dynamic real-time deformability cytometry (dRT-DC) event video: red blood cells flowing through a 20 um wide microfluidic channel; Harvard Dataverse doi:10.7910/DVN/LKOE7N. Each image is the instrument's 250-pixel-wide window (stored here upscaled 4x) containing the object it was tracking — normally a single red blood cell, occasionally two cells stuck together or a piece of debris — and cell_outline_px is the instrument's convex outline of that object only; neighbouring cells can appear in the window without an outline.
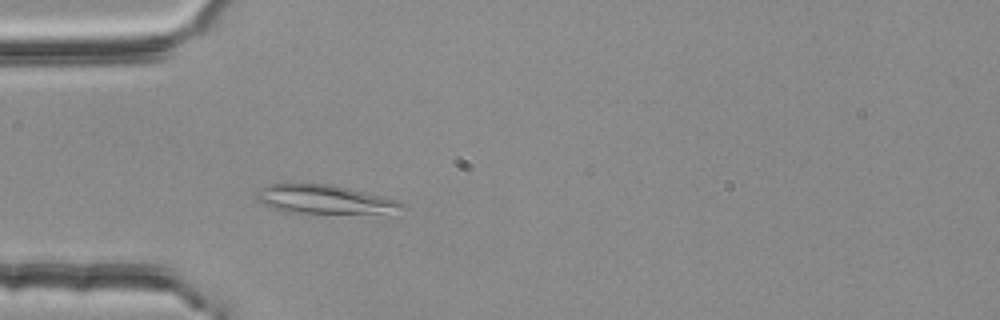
{"species": "common noctule bat (a hibernating species)", "species_latin": "Nyctalus noctula", "temperature_condition": "room temperature", "stored_images_in_passage": 47, "camera_frame_rate_fps": 3000, "um_per_image_px": 0.085, "animal": {"sex": "female", "body_mass_g": 25.1}, "frame": {"image": 1, "passage_image": 12, "time_ms": 3.667, "image_size_px": [1000, 320], "cell_outline_px": [[404, 208], [380, 212], [284, 212], [272, 208], [264, 204], [256, 196], [256, 192], [264, 184], [332, 184], [396, 200], [404, 204]], "centroid_in_image_um": [27.45, 16.92], "position_along_channel_um": 57.5, "area_um2": 23.41}}
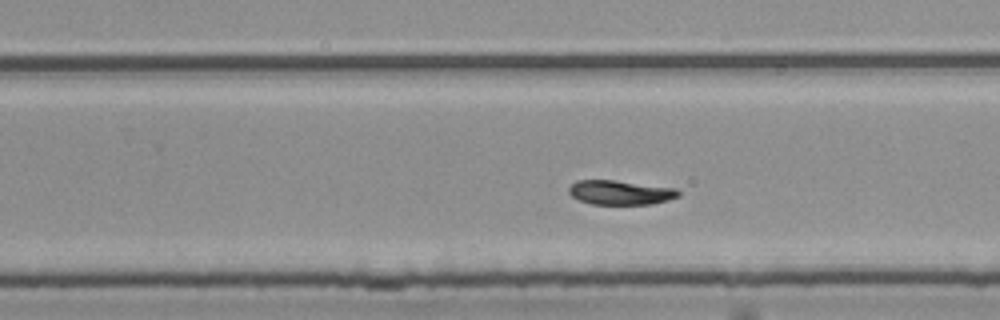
{"frame": {"image": 2, "passage_image": 30, "time_ms": 9.667, "image_size_px": [1000, 320], "cell_outline_px": [[680, 196], [668, 200], [652, 204], [592, 204], [580, 200], [572, 196], [568, 192], [568, 188], [576, 180], [612, 180], [676, 188], [680, 192]], "centroid_in_image_um": [52.73, 16.36], "position_along_channel_um": 277.1, "area_um2": 15.49}}
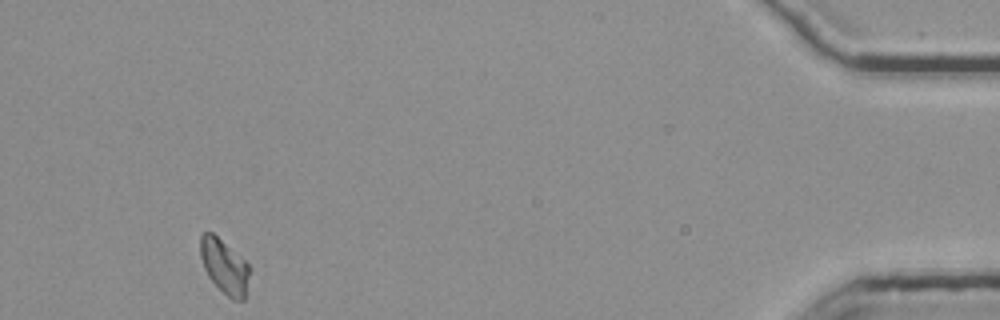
{"frame": {"image": 3, "passage_image": 47, "time_ms": 15.333, "image_size_px": [1000, 320], "cell_outline_px": [[248, 276], [244, 300], [232, 300], [208, 276], [204, 268], [200, 256], [200, 236], [204, 232], [212, 232], [244, 260], [248, 264]], "centroid_in_image_um": [19.04, 22.62], "position_along_channel_um": 416.2, "area_um2": 15.09}, "authors_computed_cell_mechanics": {"area_um2": 16.2996, "velocity_mm_per_s": 3.7481, "shape_relaxation_time_tau1_ms": 5.3675, "shape_relaxation_time_tau2_ms": 1.8008, "deformation_change_tau1": 0.1444, "deformation_change_tau2": 0.057}}